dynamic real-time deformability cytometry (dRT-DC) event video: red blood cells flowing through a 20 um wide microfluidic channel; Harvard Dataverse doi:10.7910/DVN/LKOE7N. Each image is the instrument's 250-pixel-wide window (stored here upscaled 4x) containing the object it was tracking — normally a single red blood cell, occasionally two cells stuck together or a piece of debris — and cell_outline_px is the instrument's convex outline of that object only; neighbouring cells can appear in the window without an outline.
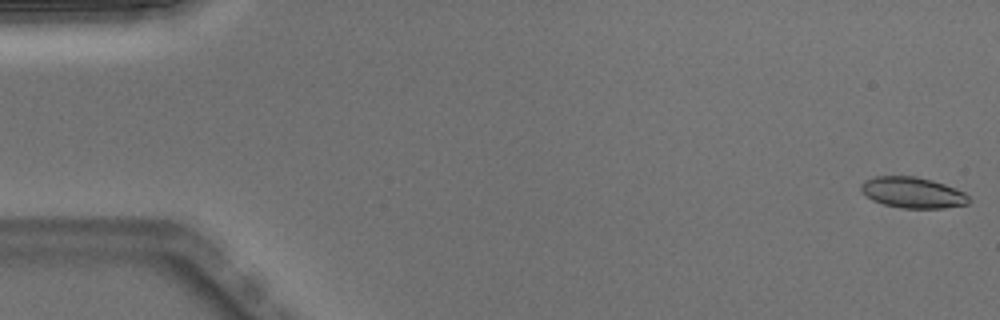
{"species": "Egyptian fruit bat (a non-hibernating species)", "species_latin": "Rousettus aegyptiacus", "temperature_condition": "warm", "stored_images_in_passage": 37, "camera_frame_rate_fps": 3000, "um_per_image_px": 0.085, "animal": {"sex": "male"}, "frame": {"image": 1, "passage_image": 1, "time_ms": 0.0, "image_size_px": [1000, 320], "cell_outline_px": [[972, 200], [968, 204], [944, 208], [900, 208], [884, 204], [872, 200], [860, 192], [860, 184], [864, 180], [876, 176], [912, 176], [932, 180], [956, 188], [964, 192]], "centroid_in_image_um": [77.56, 16.37], "position_along_channel_um": 7.4, "area_um2": 19.59}}
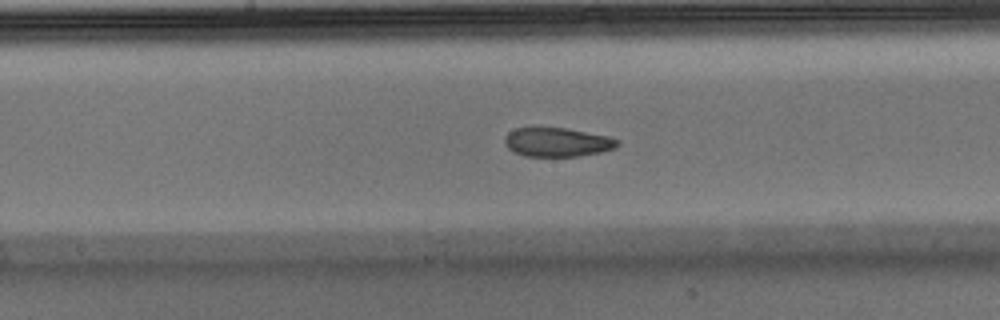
{"frame": {"image": 2, "passage_image": 26, "time_ms": 8.333, "image_size_px": [1000, 320], "cell_outline_px": [[620, 144], [616, 148], [600, 152], [580, 156], [524, 156], [512, 152], [504, 144], [504, 140], [508, 132], [516, 128], [532, 124], [564, 128], [608, 136], [620, 140]], "centroid_in_image_um": [47.31, 12.05], "position_along_channel_um": 200.9, "area_um2": 19.77}}
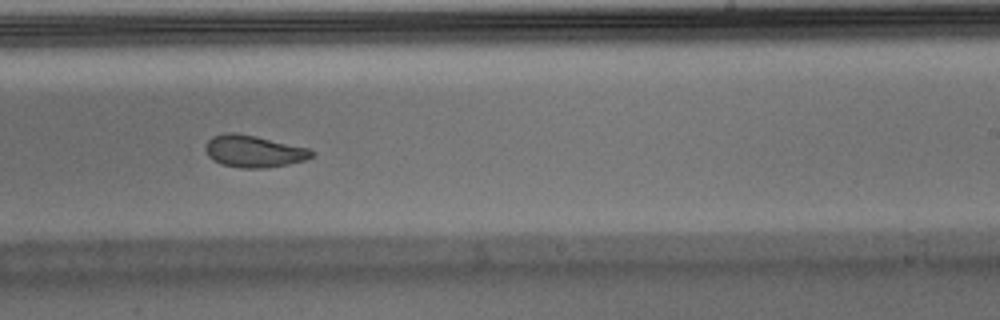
{"frame": {"image": 3, "passage_image": 31, "time_ms": 10.0, "image_size_px": [1000, 320], "cell_outline_px": [[312, 156], [304, 160], [288, 164], [268, 168], [240, 168], [220, 164], [212, 160], [208, 156], [204, 148], [208, 140], [212, 136], [228, 132], [232, 132], [256, 136], [308, 148], [312, 152]], "centroid_in_image_um": [21.51, 12.86], "position_along_channel_um": 267.5, "area_um2": 19.77}, "authors_computed_cell_mechanics": {"area_um2": 19.7098, "velocity_mm_per_s": 4.0117, "shape_relaxation_time_tau1_ms": null, "shape_relaxation_time_tau2_ms": 2.4999, "deformation_change_tau1": null, "deformation_change_tau2": 0.0831}}